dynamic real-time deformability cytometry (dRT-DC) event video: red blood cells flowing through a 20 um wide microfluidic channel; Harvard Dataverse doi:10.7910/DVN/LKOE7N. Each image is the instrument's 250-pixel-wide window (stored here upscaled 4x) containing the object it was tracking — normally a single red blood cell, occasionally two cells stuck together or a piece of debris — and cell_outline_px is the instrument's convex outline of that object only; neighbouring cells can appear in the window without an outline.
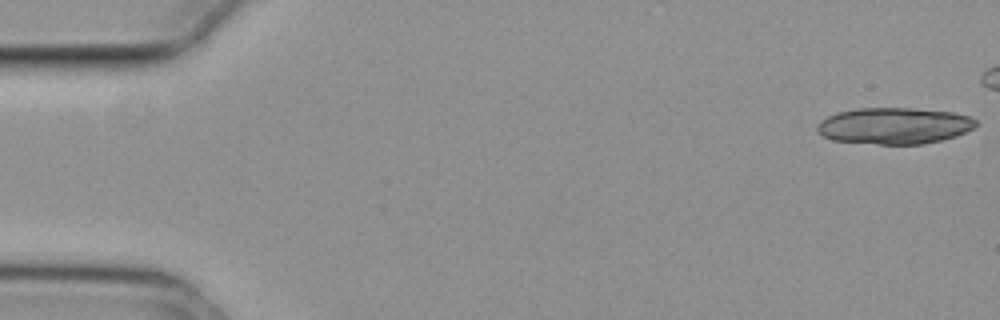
{"species": "common noctule bat (a hibernating species)", "species_latin": "Nyctalus noctula", "temperature_condition": "cold", "stored_images_in_passage": 8, "camera_frame_rate_fps": 3000, "um_per_image_px": 0.085, "animal": {"sex": "female", "body_mass_g": 29.2, "forearm_length_mm": 56.3}, "frame": {"image": 1, "passage_image": 1, "time_ms": 0.0, "image_size_px": [1000, 320], "cell_outline_px": [[976, 124], [972, 128], [956, 136], [924, 144], [880, 144], [832, 140], [816, 132], [816, 124], [820, 120], [836, 112], [856, 108], [912, 108], [952, 112], [968, 116], [976, 120]], "centroid_in_image_um": [75.95, 10.68], "position_along_channel_um": 9.1, "area_um2": 33.7}}